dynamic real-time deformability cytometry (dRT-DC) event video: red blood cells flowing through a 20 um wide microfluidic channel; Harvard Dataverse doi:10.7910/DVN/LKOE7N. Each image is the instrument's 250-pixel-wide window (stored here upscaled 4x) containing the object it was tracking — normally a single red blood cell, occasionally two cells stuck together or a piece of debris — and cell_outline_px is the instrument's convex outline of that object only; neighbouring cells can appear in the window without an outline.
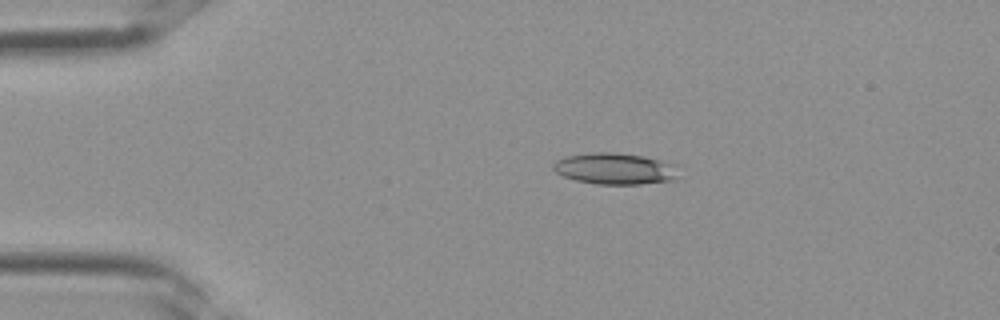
{"species": "Egyptian fruit bat (a non-hibernating species)", "species_latin": "Rousettus aegyptiacus", "temperature_condition": "room temperature", "stored_images_in_passage": 3, "camera_frame_rate_fps": 3000, "um_per_image_px": 0.085, "frame": {"image": 1, "passage_image": 2, "time_ms": 0.333, "image_size_px": [1000, 320], "cell_outline_px": [[680, 164], [676, 176], [672, 180], [640, 184], [596, 184], [576, 180], [564, 176], [556, 172], [552, 168], [552, 164], [556, 160], [568, 156], [592, 152], [612, 152], [644, 156]], "centroid_in_image_um": [52.31, 14.33], "position_along_channel_um": 32.7, "area_um2": 23.06}}
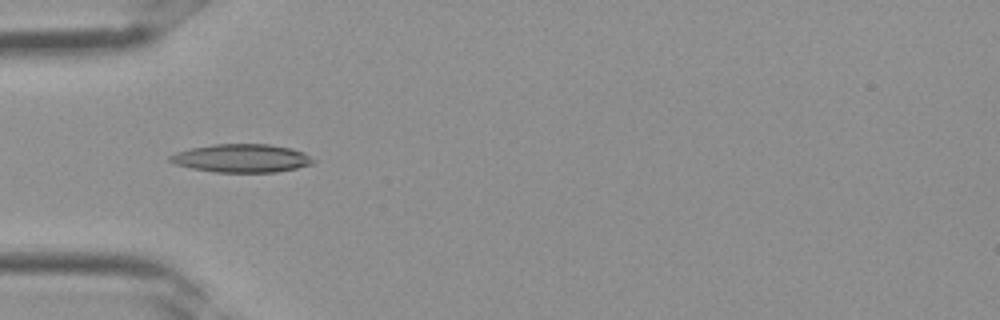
{"frame": {"image": 2, "passage_image": 3, "time_ms": 0.667, "image_size_px": [1000, 320], "cell_outline_px": [[316, 160], [312, 164], [296, 168], [276, 172], [212, 172], [192, 168], [176, 164], [168, 160], [168, 156], [176, 152], [192, 148], [216, 144], [268, 144], [292, 148], [304, 152]], "centroid_in_image_um": [20.56, 13.45], "position_along_channel_um": 64.4, "area_um2": 23.58}}